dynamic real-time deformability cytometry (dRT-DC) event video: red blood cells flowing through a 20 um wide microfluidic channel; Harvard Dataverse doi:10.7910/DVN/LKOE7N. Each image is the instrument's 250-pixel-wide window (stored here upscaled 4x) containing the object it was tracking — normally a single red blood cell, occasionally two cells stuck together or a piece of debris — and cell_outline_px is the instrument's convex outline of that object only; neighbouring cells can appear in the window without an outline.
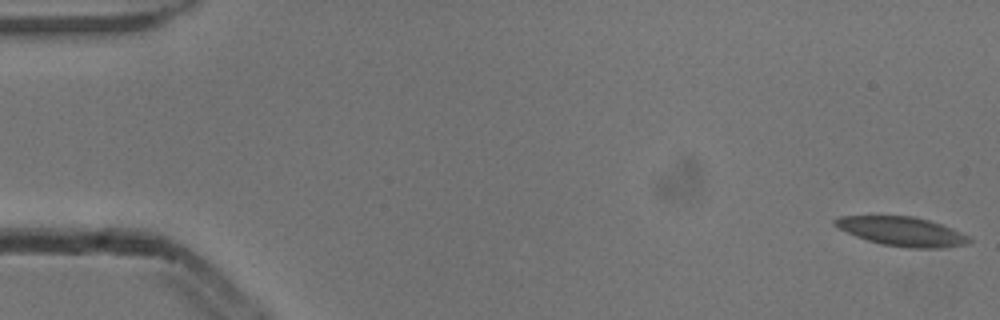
{"species": "common noctule bat (a hibernating species)", "species_latin": "Nyctalus noctula", "temperature_condition": "cold", "stored_images_in_passage": 5, "camera_frame_rate_fps": 3000, "um_per_image_px": 0.085, "animal": {"sex": "male", "body_mass_g": 13.3}, "frame": {"image": 1, "passage_image": 1, "time_ms": 0.0, "image_size_px": [1000, 320], "cell_outline_px": [[972, 240], [968, 244], [944, 248], [908, 248], [880, 244], [856, 236], [832, 224], [832, 220], [840, 216], [912, 216], [928, 220], [952, 228], [968, 236]], "centroid_in_image_um": [76.69, 19.68], "position_along_channel_um": 8.3, "area_um2": 22.72}}
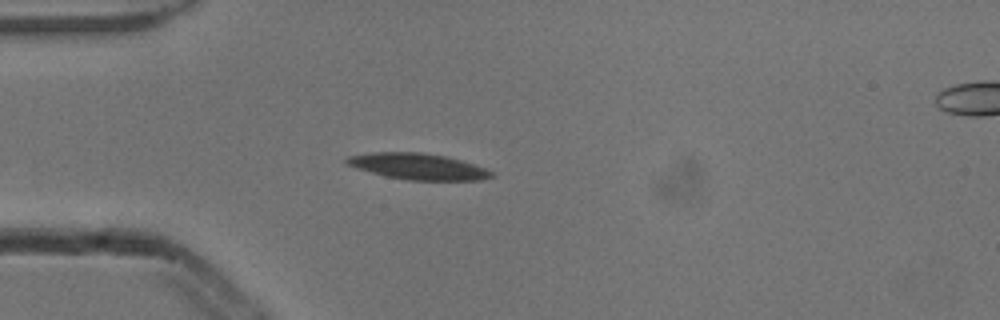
{"frame": {"image": 2, "passage_image": 4, "time_ms": 1.0, "image_size_px": [1000, 320], "cell_outline_px": [[496, 176], [480, 180], [408, 180], [384, 176], [356, 168], [344, 164], [344, 160], [348, 156], [372, 152], [420, 152], [444, 156], [460, 160], [484, 168], [492, 172]], "centroid_in_image_um": [35.47, 14.15], "position_along_channel_um": 49.5, "area_um2": 22.02}}